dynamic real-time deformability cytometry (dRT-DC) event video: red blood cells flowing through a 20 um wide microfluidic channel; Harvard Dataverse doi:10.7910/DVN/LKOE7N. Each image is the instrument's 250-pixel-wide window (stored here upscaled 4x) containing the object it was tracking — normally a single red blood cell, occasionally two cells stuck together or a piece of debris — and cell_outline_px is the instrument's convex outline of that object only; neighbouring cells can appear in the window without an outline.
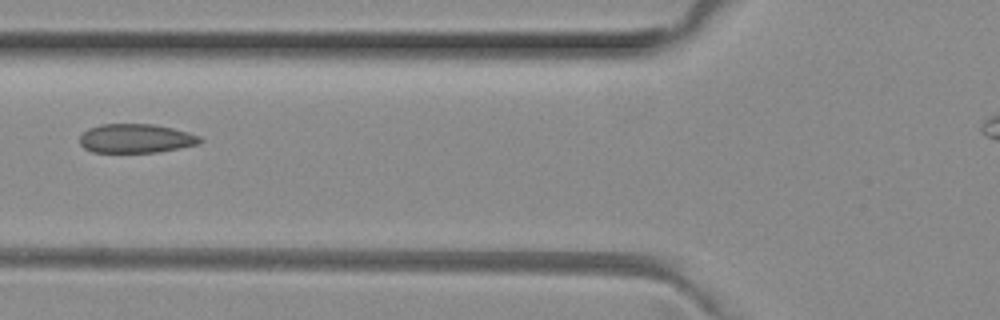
{"species": "common noctule bat (a hibernating species)", "species_latin": "Nyctalus noctula", "temperature_condition": "room temperature", "stored_images_in_passage": 7, "camera_frame_rate_fps": 3000, "um_per_image_px": 0.085, "animal": {"sex": "female", "body_mass_g": 29.2, "forearm_length_mm": 56.3}, "frame": {"image": 1, "passage_image": 6, "time_ms": 1.667, "image_size_px": [1000, 320], "cell_outline_px": [[204, 140], [200, 144], [156, 152], [92, 152], [84, 148], [80, 144], [80, 136], [88, 128], [100, 124], [152, 124], [172, 128], [188, 132], [200, 136]], "centroid_in_image_um": [11.55, 11.76], "position_along_channel_um": 114.2, "area_um2": 20.35}}
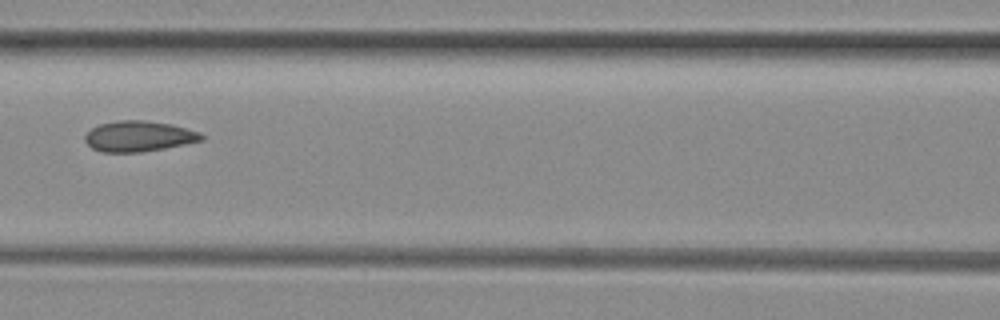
{"frame": {"image": 2, "passage_image": 7, "time_ms": 2.0, "image_size_px": [1000, 320], "cell_outline_px": [[204, 140], [164, 148], [140, 152], [104, 152], [92, 148], [84, 140], [84, 136], [92, 128], [100, 124], [116, 120], [144, 120], [172, 124], [200, 132], [204, 136]], "centroid_in_image_um": [11.8, 11.57], "position_along_channel_um": 154.8, "area_um2": 20.75}}